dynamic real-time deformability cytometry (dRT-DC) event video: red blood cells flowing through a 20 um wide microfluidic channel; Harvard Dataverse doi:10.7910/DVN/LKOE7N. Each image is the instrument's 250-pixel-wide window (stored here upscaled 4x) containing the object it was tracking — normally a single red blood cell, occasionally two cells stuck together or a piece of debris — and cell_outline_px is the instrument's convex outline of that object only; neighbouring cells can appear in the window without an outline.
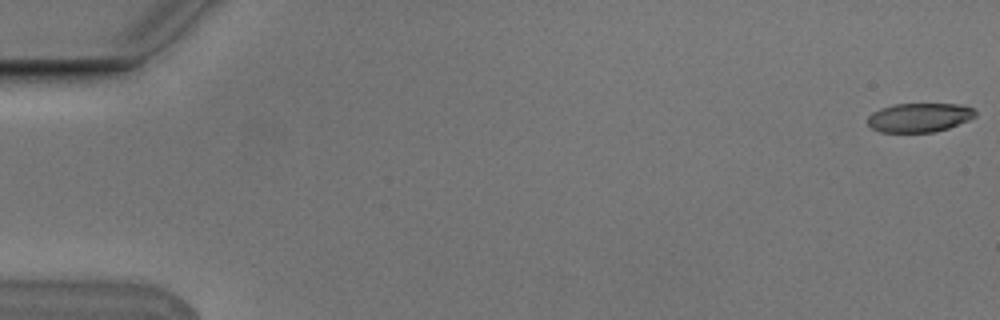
{"species": "Egyptian fruit bat (a non-hibernating species)", "species_latin": "Rousettus aegyptiacus", "temperature_condition": "cold", "stored_images_in_passage": 5, "camera_frame_rate_fps": 3000, "um_per_image_px": 0.085, "animal": {"sex": "male"}, "frame": {"image": 1, "passage_image": 1, "time_ms": 0.0, "image_size_px": [1000, 320], "cell_outline_px": [[976, 116], [968, 120], [948, 128], [936, 132], [880, 132], [872, 128], [868, 124], [868, 116], [872, 112], [880, 108], [892, 104], [960, 104], [972, 108], [976, 112]], "centroid_in_image_um": [78.12, 9.98], "position_along_channel_um": 6.9, "area_um2": 18.26}}
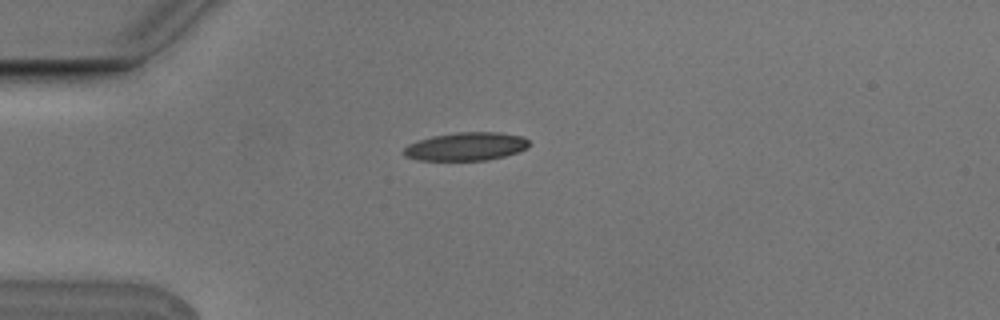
{"frame": {"image": 2, "passage_image": 5, "time_ms": 1.333, "image_size_px": [1000, 320], "cell_outline_px": [[528, 144], [524, 148], [516, 152], [504, 156], [488, 160], [416, 160], [404, 156], [400, 152], [408, 144], [432, 136], [456, 132], [500, 132], [524, 136], [528, 140]], "centroid_in_image_um": [39.56, 12.45], "position_along_channel_um": 45.4, "area_um2": 20.63}}